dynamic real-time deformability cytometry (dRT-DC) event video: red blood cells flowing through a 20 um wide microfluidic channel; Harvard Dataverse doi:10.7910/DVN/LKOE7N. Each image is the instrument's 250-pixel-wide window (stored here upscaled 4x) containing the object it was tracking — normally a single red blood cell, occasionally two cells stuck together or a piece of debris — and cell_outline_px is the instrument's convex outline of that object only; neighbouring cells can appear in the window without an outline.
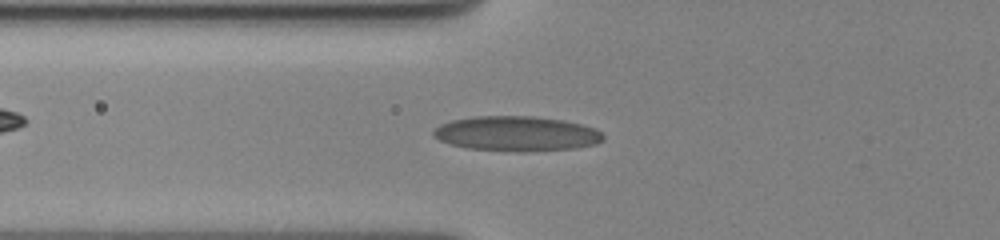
{"species": "human", "species_latin": "Homo sapiens", "temperature_condition": "cold", "stored_images_in_passage": 55, "camera_frame_rate_fps": 3000, "um_per_image_px": 0.085, "donor": {"sex": "female"}, "frame": {"image": 1, "passage_image": 20, "time_ms": 6.333, "image_size_px": [1000, 240], "cell_outline_px": [[604, 140], [596, 144], [576, 148], [528, 152], [516, 152], [468, 148], [452, 144], [440, 140], [432, 136], [432, 132], [440, 124], [452, 120], [476, 116], [532, 116], [564, 120], [596, 128], [604, 136]], "centroid_in_image_um": [43.93, 11.37], "position_along_channel_um": 81.9, "area_um2": 34.74}}
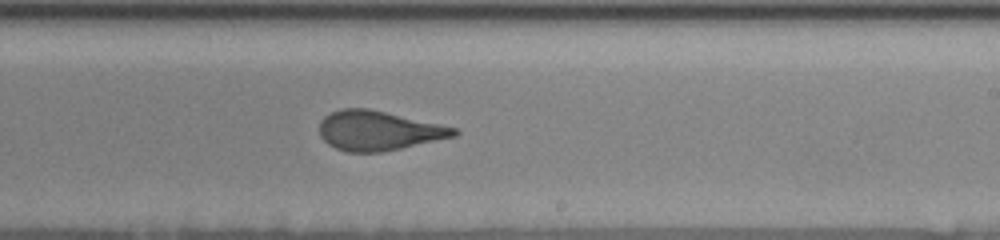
{"frame": {"image": 2, "passage_image": 35, "time_ms": 11.333, "image_size_px": [1000, 240], "cell_outline_px": [[460, 132], [456, 136], [400, 148], [380, 152], [348, 152], [336, 148], [328, 144], [320, 136], [320, 120], [324, 116], [332, 112], [344, 108], [368, 108], [456, 128]], "centroid_in_image_um": [32.14, 11.1], "position_along_channel_um": 256.9, "area_um2": 30.63}}
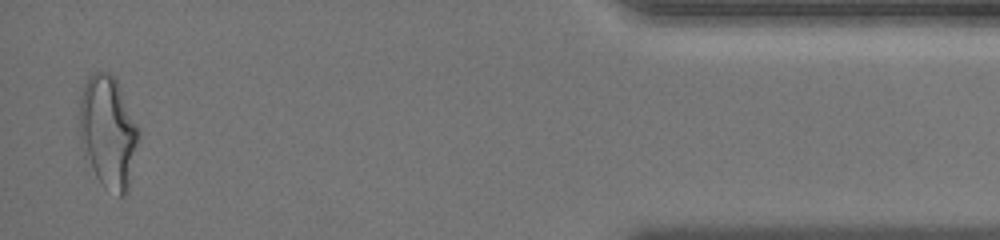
{"frame": {"image": 3, "passage_image": 54, "time_ms": 17.667, "image_size_px": [1000, 240], "cell_outline_px": [[140, 132], [128, 188], [124, 196], [120, 196], [104, 188], [96, 176], [84, 156], [80, 140], [80, 100], [84, 84], [88, 76], [96, 72], [108, 72], [116, 80]], "centroid_in_image_um": [9.17, 11.24], "position_along_channel_um": 426.0, "area_um2": 38.21}, "authors_computed_cell_mechanics": {"area_um2": 31.2698, "velocity_mm_per_s": 3.4993, "shape_relaxation_time_tau1_ms": 4.7607, "shape_relaxation_time_tau2_ms": 0.7886, "deformation_change_tau1": 0.1746, "deformation_change_tau2": 0.0846}}